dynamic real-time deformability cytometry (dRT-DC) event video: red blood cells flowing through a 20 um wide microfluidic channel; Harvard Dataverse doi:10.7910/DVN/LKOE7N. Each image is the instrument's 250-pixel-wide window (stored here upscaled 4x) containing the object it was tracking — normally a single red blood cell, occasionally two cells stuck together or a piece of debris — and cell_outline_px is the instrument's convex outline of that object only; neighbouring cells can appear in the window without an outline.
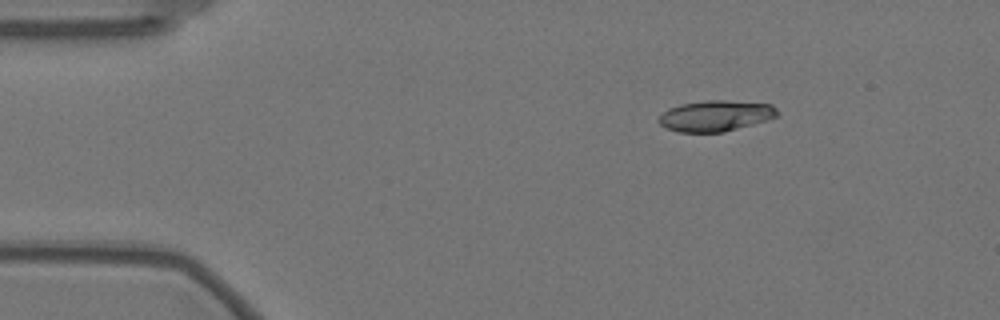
{"species": "Egyptian fruit bat (a non-hibernating species)", "species_latin": "Rousettus aegyptiacus", "temperature_condition": "warm", "stored_images_in_passage": 57, "camera_frame_rate_fps": 3000, "um_per_image_px": 0.085, "animal": {"sex": "female"}, "frame": {"image": 1, "passage_image": 8, "time_ms": 2.333, "image_size_px": [1000, 320], "cell_outline_px": [[776, 116], [768, 120], [724, 132], [676, 132], [660, 124], [656, 120], [668, 108], [680, 104], [708, 100], [724, 100], [772, 104], [776, 108]], "centroid_in_image_um": [60.8, 9.84], "position_along_channel_um": 24.2, "area_um2": 21.27}}
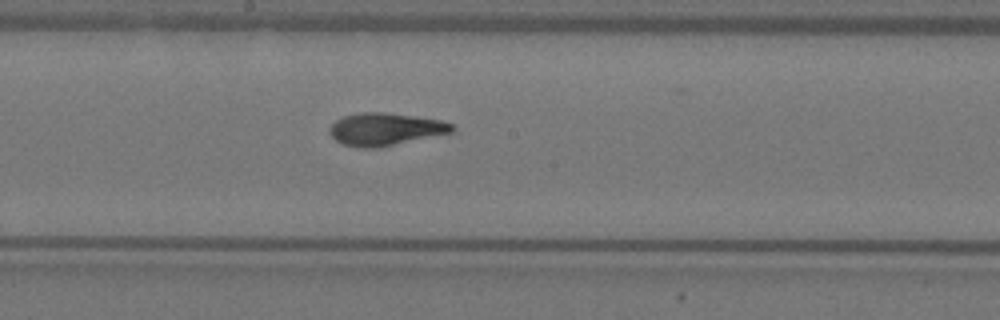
{"frame": {"image": 2, "passage_image": 30, "time_ms": 9.667, "image_size_px": [1000, 320], "cell_outline_px": [[456, 128], [452, 132], [376, 148], [360, 148], [344, 144], [336, 140], [328, 132], [332, 124], [336, 120], [344, 116], [360, 112], [384, 112], [440, 120], [452, 124]], "centroid_in_image_um": [32.72, 10.98], "position_along_channel_um": 215.5, "area_um2": 22.89}}
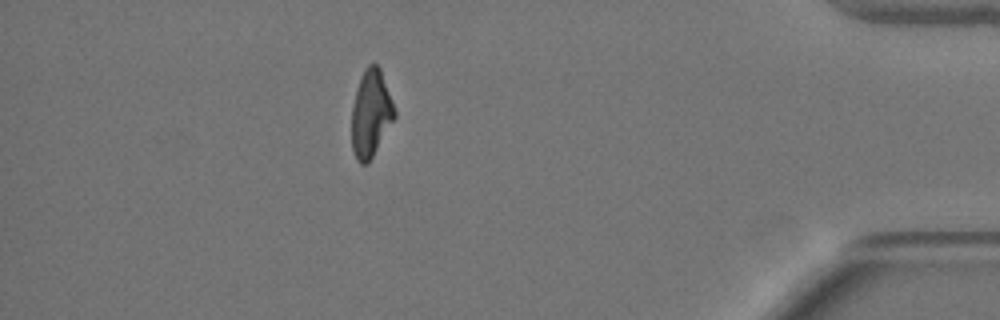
{"frame": {"image": 3, "passage_image": 50, "time_ms": 16.333, "image_size_px": [1000, 320], "cell_outline_px": [[396, 116], [368, 164], [360, 164], [356, 160], [352, 148], [352, 108], [356, 92], [360, 80], [368, 64], [376, 64], [380, 68], [396, 112]], "centroid_in_image_um": [31.52, 9.7], "position_along_channel_um": 403.7, "area_um2": 21.39}, "authors_computed_cell_mechanics": {"area_um2": 22.1374, "velocity_mm_per_s": 3.5354, "shape_relaxation_time_tau1_ms": 5.9724, "shape_relaxation_time_tau2_ms": 1.7572, "deformation_change_tau1": 0.2371, "deformation_change_tau2": 0.0768}}